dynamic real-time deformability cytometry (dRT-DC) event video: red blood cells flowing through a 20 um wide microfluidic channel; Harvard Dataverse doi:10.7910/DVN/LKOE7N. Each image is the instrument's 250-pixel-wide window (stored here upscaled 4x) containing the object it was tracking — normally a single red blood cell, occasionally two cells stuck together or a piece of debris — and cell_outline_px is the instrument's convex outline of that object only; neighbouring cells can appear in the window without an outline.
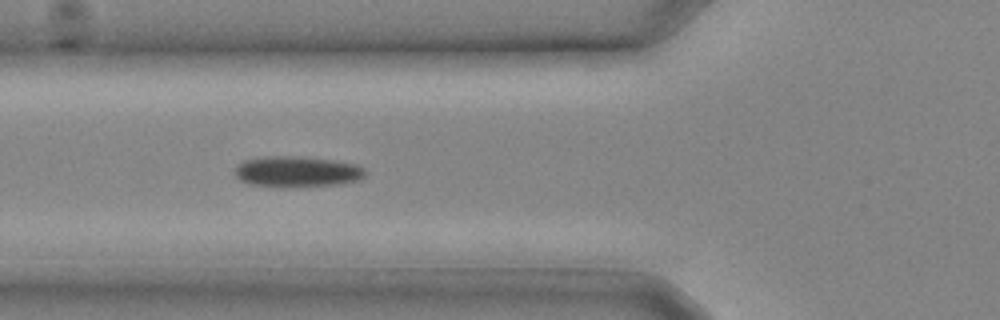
{"species": "common noctule bat (a hibernating species)", "species_latin": "Nyctalus noctula", "temperature_condition": "cold", "stored_images_in_passage": 10, "camera_frame_rate_fps": 3000, "um_per_image_px": 0.085, "animal": {"sex": "male", "body_mass_g": 20.4}, "frame": {"image": 1, "passage_image": 5, "time_ms": 1.333, "image_size_px": [1000, 320], "cell_outline_px": [[364, 176], [360, 180], [336, 184], [252, 184], [240, 180], [236, 176], [236, 168], [244, 160], [264, 156], [304, 156], [332, 160], [356, 164], [364, 168]], "centroid_in_image_um": [25.28, 14.52], "position_along_channel_um": 100.5, "area_um2": 22.25}}
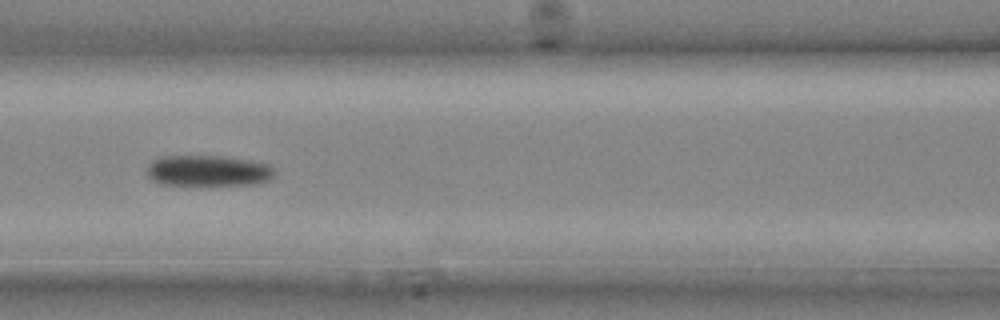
{"frame": {"image": 2, "passage_image": 7, "time_ms": 2.0, "image_size_px": [1000, 320], "cell_outline_px": [[276, 172], [268, 180], [256, 184], [200, 188], [160, 184], [152, 180], [148, 176], [148, 164], [152, 160], [160, 156], [220, 156], [248, 160], [268, 164]], "centroid_in_image_um": [17.65, 14.57], "position_along_channel_um": 149.0, "area_um2": 24.1}}
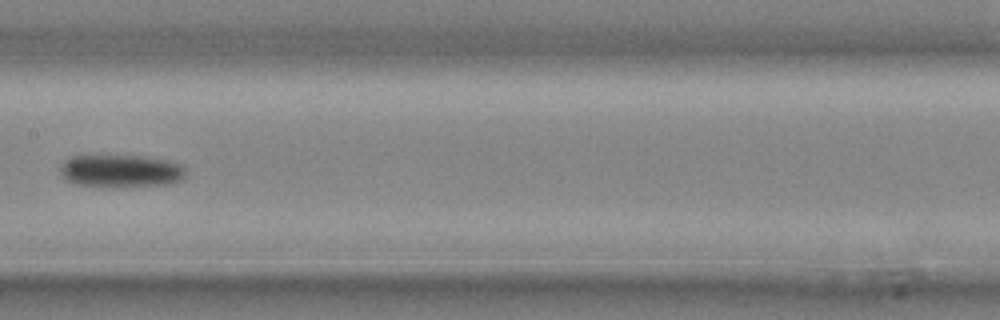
{"frame": {"image": 3, "passage_image": 9, "time_ms": 2.667, "image_size_px": [1000, 320], "cell_outline_px": [[184, 176], [180, 180], [168, 184], [112, 188], [108, 188], [76, 184], [68, 180], [60, 172], [60, 168], [64, 160], [68, 156], [88, 152], [144, 156], [164, 160], [180, 164], [184, 168]], "centroid_in_image_um": [10.16, 14.49], "position_along_channel_um": 197.2, "area_um2": 25.09}}